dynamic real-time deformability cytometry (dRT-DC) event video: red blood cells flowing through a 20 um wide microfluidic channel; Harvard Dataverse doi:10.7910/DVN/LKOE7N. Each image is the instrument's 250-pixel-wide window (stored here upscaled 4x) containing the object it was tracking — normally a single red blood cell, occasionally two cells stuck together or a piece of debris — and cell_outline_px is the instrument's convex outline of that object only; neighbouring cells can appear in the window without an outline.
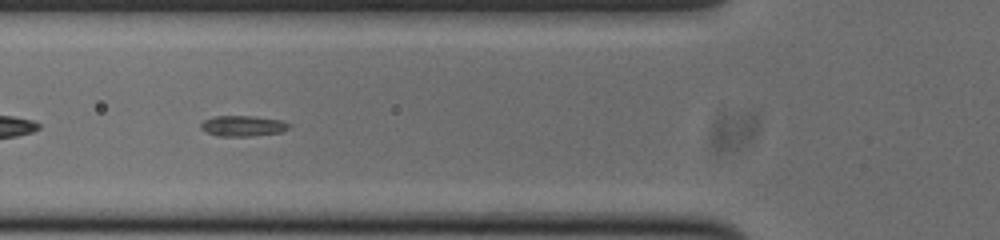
{"species": "common noctule bat (a hibernating species)", "species_latin": "Nyctalus noctula", "temperature_condition": "cold", "stored_images_in_passage": 42, "camera_frame_rate_fps": 3000, "um_per_image_px": 0.085, "animal": {"sex": "male", "body_mass_g": 20.0, "forearm_length_mm": 53.3}, "frame": {"image": 1, "passage_image": 7, "time_ms": 2.0, "image_size_px": [1000, 240], "cell_outline_px": [[292, 124], [288, 128], [280, 132], [248, 136], [216, 136], [200, 128], [200, 124], [204, 120], [216, 116], [252, 116], [284, 120]], "centroid_in_image_um": [20.66, 10.69], "position_along_channel_um": 105.1, "area_um2": 10.58}}